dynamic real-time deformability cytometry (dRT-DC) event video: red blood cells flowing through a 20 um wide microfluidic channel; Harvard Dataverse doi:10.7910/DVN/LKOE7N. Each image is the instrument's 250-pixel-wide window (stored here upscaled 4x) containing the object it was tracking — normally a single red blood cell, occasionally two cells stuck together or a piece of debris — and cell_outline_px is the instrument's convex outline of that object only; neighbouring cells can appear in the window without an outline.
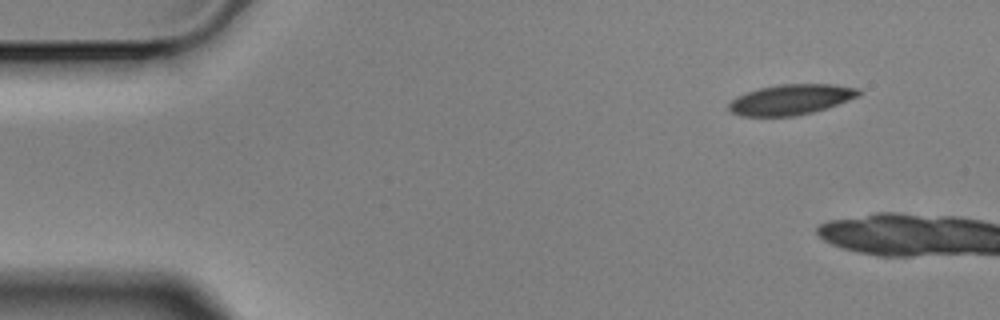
{"species": "Egyptian fruit bat (a non-hibernating species)", "species_latin": "Rousettus aegyptiacus", "temperature_condition": "cold", "stored_images_in_passage": 5, "camera_frame_rate_fps": 3000, "um_per_image_px": 0.085, "animal": {"sex": "male"}, "frame": {"image": 1, "passage_image": 1, "time_ms": 0.0, "image_size_px": [1000, 320], "cell_outline_px": [[864, 92], [860, 96], [828, 108], [796, 116], [740, 116], [732, 112], [728, 108], [728, 104], [736, 96], [760, 88], [780, 84], [836, 84], [860, 88]], "centroid_in_image_um": [67.3, 8.46], "position_along_channel_um": 17.7, "area_um2": 23.24}}